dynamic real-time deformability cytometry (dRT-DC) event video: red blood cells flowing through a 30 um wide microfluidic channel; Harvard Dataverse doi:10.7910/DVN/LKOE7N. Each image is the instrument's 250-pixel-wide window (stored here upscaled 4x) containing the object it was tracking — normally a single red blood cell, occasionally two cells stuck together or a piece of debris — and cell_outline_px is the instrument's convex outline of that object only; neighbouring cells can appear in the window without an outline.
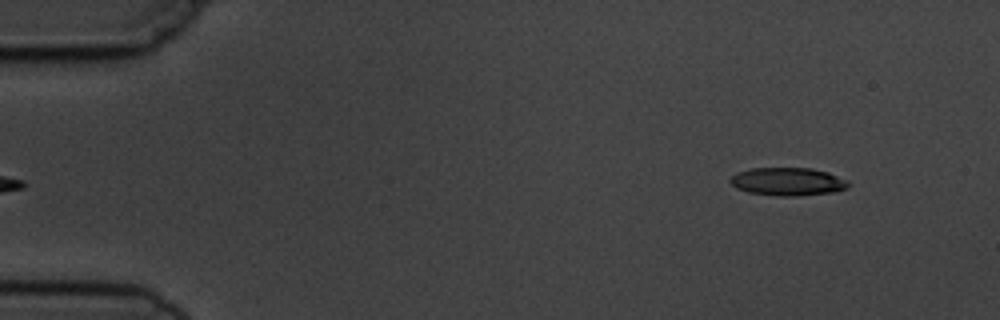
{"species": "common noctule bat (a hibernating species)", "species_latin": "Nyctalus noctula", "temperature_condition": "cold", "stored_images_in_passage": 4, "camera_frame_rate_fps": 3000, "um_per_image_px": 0.085, "animal": {"sex": "male", "body_mass_g": 19.5, "forearm_length_mm": 54.6}, "frame": {"image": 1, "passage_image": 4, "time_ms": 4.333, "image_size_px": [1000, 320], "cell_outline_px": [[848, 188], [832, 192], [796, 196], [780, 196], [748, 192], [736, 188], [728, 180], [736, 172], [752, 168], [812, 168], [828, 172], [848, 180]], "centroid_in_image_um": [66.95, 15.43], "position_along_channel_um": 18.1, "area_um2": 19.31}}